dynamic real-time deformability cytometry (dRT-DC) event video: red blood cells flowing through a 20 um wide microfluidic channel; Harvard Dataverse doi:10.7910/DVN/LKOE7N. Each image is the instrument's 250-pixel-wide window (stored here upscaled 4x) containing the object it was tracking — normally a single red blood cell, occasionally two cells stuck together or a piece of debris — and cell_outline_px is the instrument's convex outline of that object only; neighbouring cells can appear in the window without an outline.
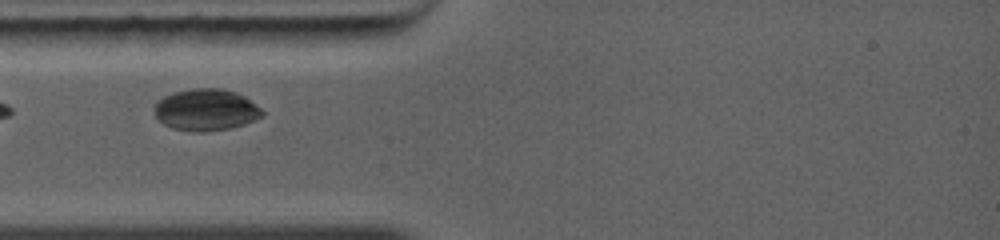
{"species": "common noctule bat (a hibernating species)", "species_latin": "Nyctalus noctula", "temperature_condition": "warm", "stored_images_in_passage": 11, "camera_frame_rate_fps": 5000, "um_per_image_px": 0.085, "animal": {"sex": "female", "body_mass_g": 19.0, "forearm_length_mm": 56.7}, "frame": {"image": 1, "passage_image": 2, "time_ms": 0.8, "image_size_px": [1000, 240], "cell_outline_px": [[264, 116], [244, 124], [228, 128], [204, 132], [192, 132], [172, 128], [164, 124], [156, 116], [156, 100], [172, 92], [192, 88], [224, 88], [236, 92], [244, 96], [260, 108], [264, 112]], "centroid_in_image_um": [17.51, 9.32], "position_along_channel_um": 67.5, "area_um2": 26.24}}
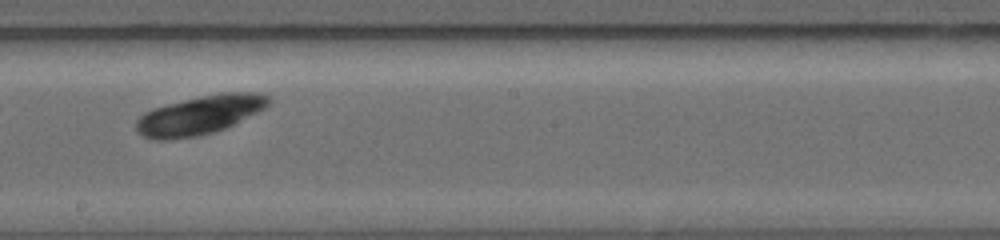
{"frame": {"image": 2, "passage_image": 6, "time_ms": 4.4, "image_size_px": [1000, 240], "cell_outline_px": [[272, 100], [264, 108], [224, 128], [212, 132], [196, 136], [164, 140], [156, 140], [144, 136], [136, 132], [136, 120], [144, 112], [152, 108], [184, 100], [220, 92], [256, 92], [268, 96]], "centroid_in_image_um": [16.94, 9.77], "position_along_channel_um": 231.3, "area_um2": 29.59}}
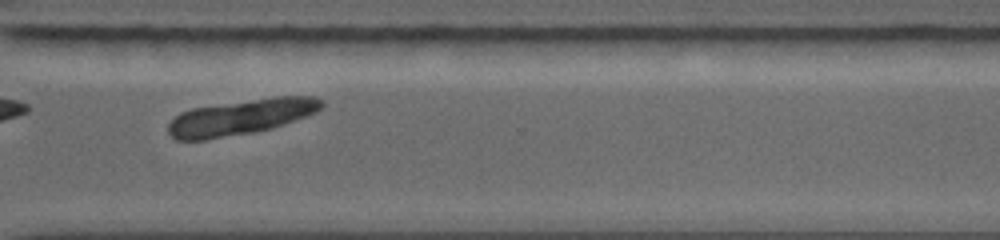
{"frame": {"image": 3, "passage_image": 9, "time_ms": 7.0, "image_size_px": [1000, 240], "cell_outline_px": [[324, 104], [316, 112], [284, 124], [272, 128], [252, 132], [204, 140], [176, 140], [168, 132], [168, 124], [180, 112], [192, 108], [276, 96], [316, 96], [324, 100]], "centroid_in_image_um": [20.5, 9.94], "position_along_channel_um": 350.1, "area_um2": 31.5}}